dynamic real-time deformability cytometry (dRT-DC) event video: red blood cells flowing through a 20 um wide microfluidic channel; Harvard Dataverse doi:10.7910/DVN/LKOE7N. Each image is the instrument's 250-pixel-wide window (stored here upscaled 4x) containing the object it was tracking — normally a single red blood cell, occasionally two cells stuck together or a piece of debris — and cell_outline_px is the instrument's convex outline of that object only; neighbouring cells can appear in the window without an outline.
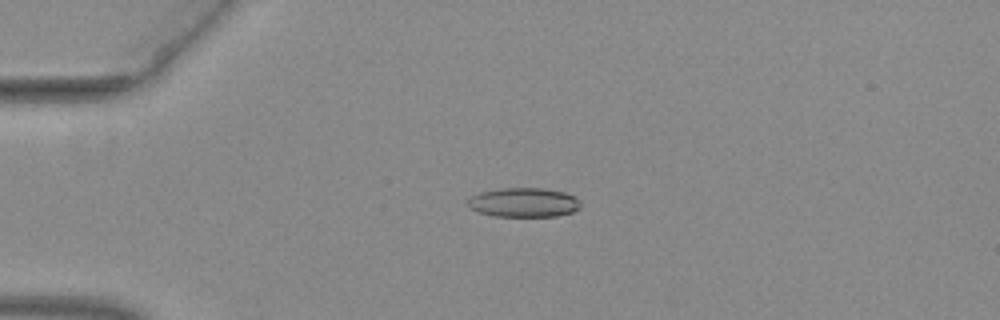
{"species": "common noctule bat (a hibernating species)", "species_latin": "Nyctalus noctula", "temperature_condition": "warm", "stored_images_in_passage": 53, "camera_frame_rate_fps": 3000, "um_per_image_px": 0.085, "animal": {"sex": "female", "body_mass_g": 29.2, "forearm_length_mm": 56.3}, "frame": {"image": 1, "passage_image": 14, "time_ms": 4.333, "image_size_px": [1000, 320], "cell_outline_px": [[580, 208], [572, 212], [556, 216], [496, 216], [476, 212], [468, 208], [468, 200], [472, 196], [480, 192], [504, 188], [544, 188], [564, 192], [576, 196], [580, 200]], "centroid_in_image_um": [44.53, 17.21], "position_along_channel_um": 40.5, "area_um2": 19.36}}
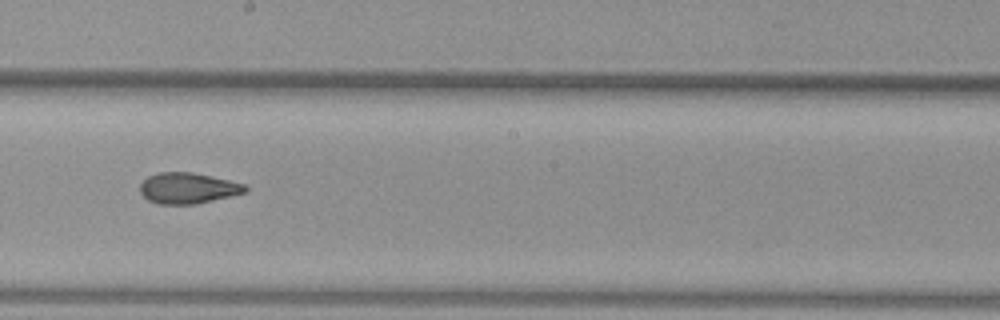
{"frame": {"image": 2, "passage_image": 31, "time_ms": 10.0, "image_size_px": [1000, 320], "cell_outline_px": [[248, 192], [196, 204], [156, 204], [148, 200], [140, 192], [140, 184], [148, 176], [160, 172], [192, 172], [228, 180], [244, 184], [248, 188]], "centroid_in_image_um": [15.97, 16.0], "position_along_channel_um": 232.2, "area_um2": 18.9}}
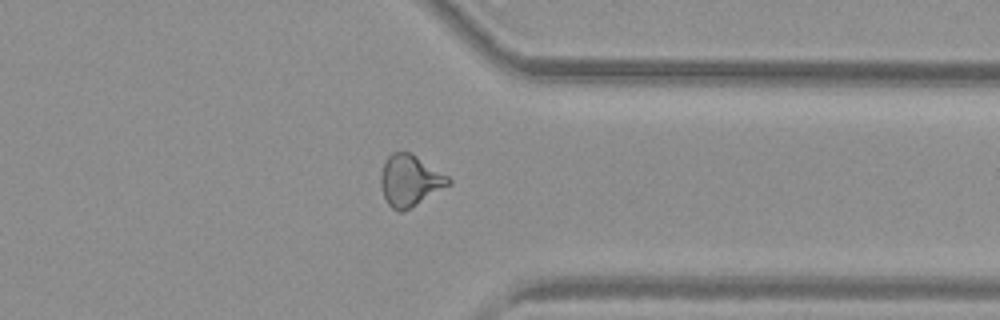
{"frame": {"image": 3, "passage_image": 42, "time_ms": 13.667, "image_size_px": [1000, 320], "cell_outline_px": [[452, 184], [416, 204], [400, 212], [396, 212], [388, 204], [384, 196], [380, 184], [380, 176], [384, 160], [392, 152], [412, 152], [448, 176], [452, 180]], "centroid_in_image_um": [34.84, 15.32], "position_along_channel_um": 376.6, "area_um2": 20.29}, "authors_computed_cell_mechanics": {"area_um2": 19.7676, "velocity_mm_per_s": 4.0235, "shape_relaxation_time_tau1_ms": null, "shape_relaxation_time_tau2_ms": 2.2063, "deformation_change_tau1": null, "deformation_change_tau2": 0.0944}}